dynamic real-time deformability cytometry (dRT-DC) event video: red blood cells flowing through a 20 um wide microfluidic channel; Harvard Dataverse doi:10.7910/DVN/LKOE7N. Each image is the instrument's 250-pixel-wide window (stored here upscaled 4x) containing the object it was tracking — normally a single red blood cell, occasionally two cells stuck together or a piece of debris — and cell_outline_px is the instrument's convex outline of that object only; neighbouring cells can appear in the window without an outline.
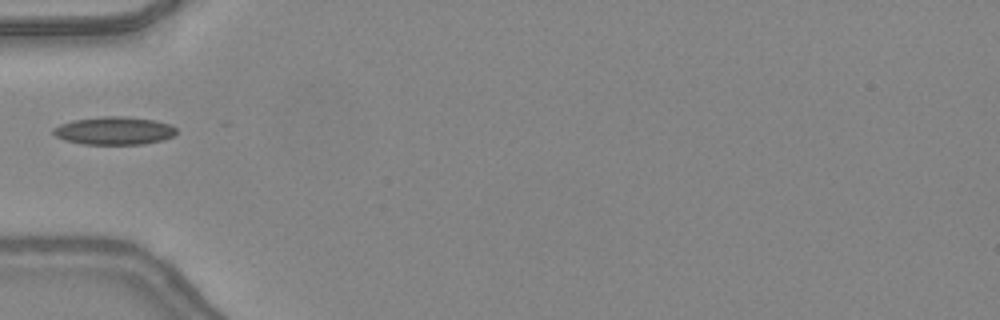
{"species": "common noctule bat (a hibernating species)", "species_latin": "Nyctalus noctula", "temperature_condition": "warm", "stored_images_in_passage": 32, "camera_frame_rate_fps": 3000, "um_per_image_px": 0.085, "animal": {"sex": "female", "body_mass_g": 24.6, "forearm_length_mm": 56.2}, "frame": {"image": 1, "passage_image": 1, "time_ms": 0.0, "image_size_px": [1000, 320], "cell_outline_px": [[176, 132], [172, 136], [164, 140], [144, 144], [84, 144], [64, 140], [56, 136], [52, 132], [52, 128], [60, 124], [72, 120], [100, 116], [124, 116], [156, 120], [172, 124], [176, 128]], "centroid_in_image_um": [9.71, 11.1], "position_along_channel_um": 75.3, "area_um2": 20.29}}
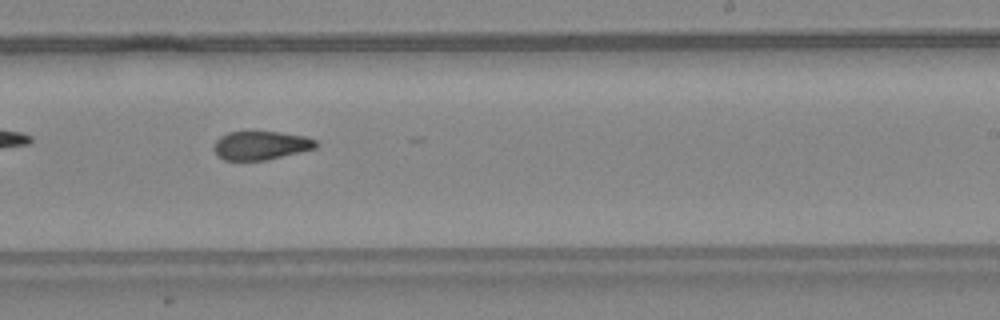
{"frame": {"image": 2, "passage_image": 14, "time_ms": 4.333, "image_size_px": [1000, 320], "cell_outline_px": [[320, 144], [316, 148], [268, 160], [224, 160], [216, 156], [212, 148], [216, 140], [220, 136], [228, 132], [280, 132], [304, 136], [316, 140]], "centroid_in_image_um": [22.16, 12.37], "position_along_channel_um": 266.8, "area_um2": 17.22}}
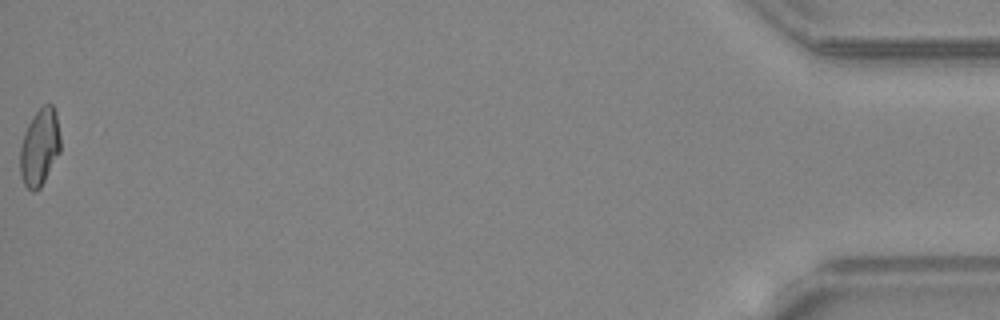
{"frame": {"image": 3, "passage_image": 32, "time_ms": 10.333, "image_size_px": [1000, 320], "cell_outline_px": [[60, 152], [40, 188], [36, 192], [32, 192], [24, 184], [20, 176], [20, 148], [24, 132], [32, 116], [44, 104], [52, 104], [56, 112], [60, 136]], "centroid_in_image_um": [3.36, 12.52], "position_along_channel_um": 431.8, "area_um2": 18.21}}